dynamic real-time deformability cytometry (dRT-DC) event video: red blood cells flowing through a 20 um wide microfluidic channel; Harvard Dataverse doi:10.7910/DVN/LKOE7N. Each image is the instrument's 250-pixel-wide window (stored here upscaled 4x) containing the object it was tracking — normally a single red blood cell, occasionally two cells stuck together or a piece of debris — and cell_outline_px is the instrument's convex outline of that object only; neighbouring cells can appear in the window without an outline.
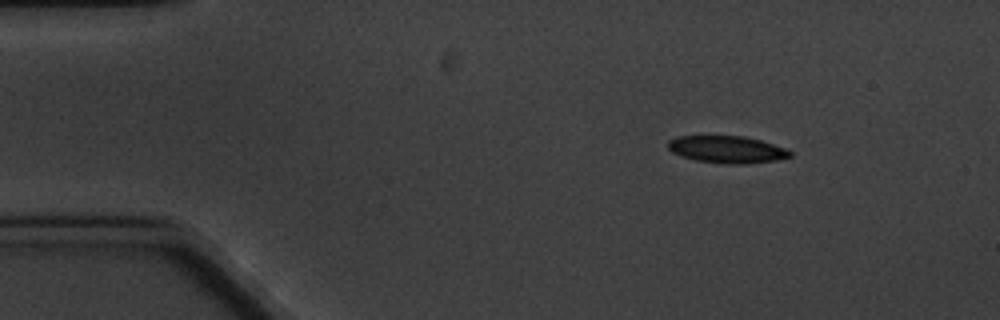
{"species": "common noctule bat (a hibernating species)", "species_latin": "Nyctalus noctula", "temperature_condition": "cold", "stored_images_in_passage": 8, "camera_frame_rate_fps": 3000, "um_per_image_px": 0.085, "animal": {"sex": "male", "body_mass_g": 20.1, "forearm_length_mm": 53.5}, "frame": {"image": 1, "passage_image": 1, "time_ms": 0.0, "image_size_px": [1000, 320], "cell_outline_px": [[792, 156], [776, 160], [748, 164], [728, 164], [696, 160], [672, 152], [668, 148], [668, 140], [676, 136], [744, 136], [760, 140], [784, 148], [792, 152]], "centroid_in_image_um": [61.79, 12.7], "position_along_channel_um": 23.2, "area_um2": 19.19}}
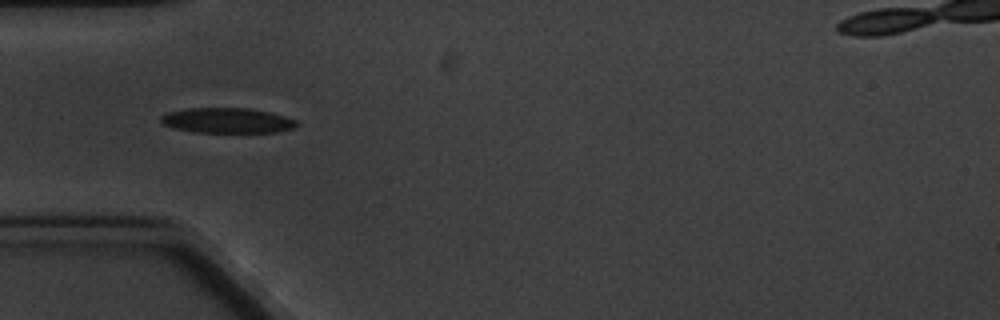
{"frame": {"image": 2, "passage_image": 4, "time_ms": 3.333, "image_size_px": [1000, 320], "cell_outline_px": [[300, 124], [296, 128], [276, 132], [192, 132], [172, 128], [164, 124], [160, 120], [160, 116], [168, 112], [188, 108], [248, 108], [268, 112], [284, 116], [296, 120]], "centroid_in_image_um": [19.32, 10.25], "position_along_channel_um": 65.7, "area_um2": 20.0}}
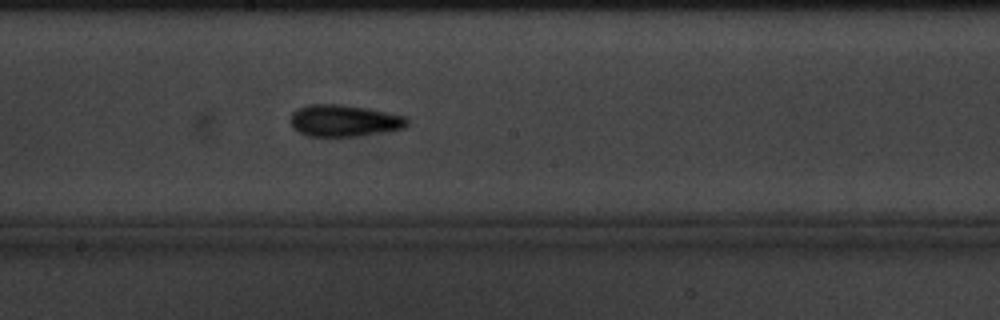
{"frame": {"image": 3, "passage_image": 8, "time_ms": 8.0, "image_size_px": [1000, 320], "cell_outline_px": [[408, 124], [404, 128], [356, 136], [308, 136], [292, 128], [292, 112], [296, 108], [308, 104], [340, 104], [368, 108], [408, 116]], "centroid_in_image_um": [29.26, 10.24], "position_along_channel_um": 218.9, "area_um2": 21.62}}